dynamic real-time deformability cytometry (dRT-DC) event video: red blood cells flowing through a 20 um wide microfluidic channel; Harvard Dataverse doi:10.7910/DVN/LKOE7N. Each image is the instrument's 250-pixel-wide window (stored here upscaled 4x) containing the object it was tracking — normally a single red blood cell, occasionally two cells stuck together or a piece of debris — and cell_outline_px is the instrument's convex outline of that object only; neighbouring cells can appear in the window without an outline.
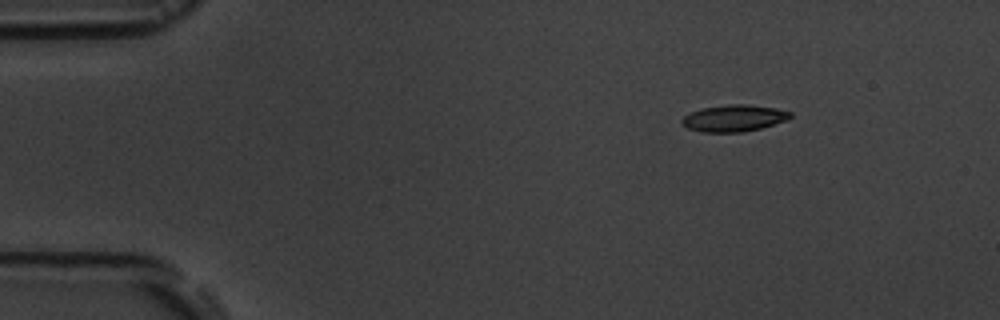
{"species": "common noctule bat (a hibernating species)", "species_latin": "Nyctalus noctula", "temperature_condition": "room temperature", "stored_images_in_passage": 6, "segment_of_instrument_passage": [2, 2], "camera_frame_rate_fps": 3000, "um_per_image_px": 0.085, "animal": {"sex": "male", "body_mass_g": 19.5, "forearm_length_mm": 54.6}, "frame": {"image": 1, "passage_image": 6, "time_ms": 6.667, "image_size_px": [1000, 320], "cell_outline_px": [[792, 116], [788, 120], [760, 128], [744, 132], [700, 132], [688, 128], [680, 120], [684, 116], [700, 108], [728, 104], [748, 104], [776, 108], [792, 112]], "centroid_in_image_um": [62.4, 10.04], "position_along_channel_um": 22.6, "area_um2": 16.94}}